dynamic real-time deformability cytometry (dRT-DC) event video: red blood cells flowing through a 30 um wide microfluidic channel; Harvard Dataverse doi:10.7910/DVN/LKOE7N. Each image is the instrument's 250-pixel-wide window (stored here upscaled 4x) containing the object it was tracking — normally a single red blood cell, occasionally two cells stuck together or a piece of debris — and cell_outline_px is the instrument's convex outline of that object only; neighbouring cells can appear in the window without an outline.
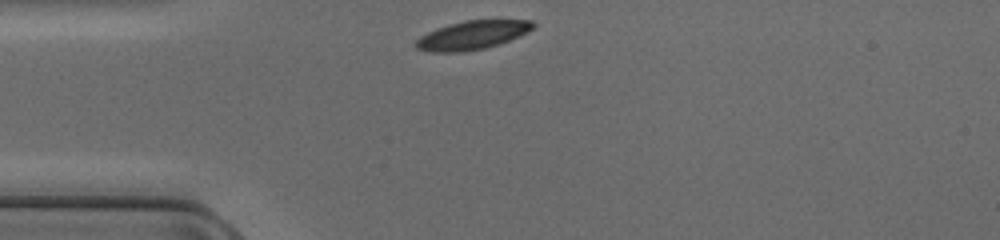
{"species": "common noctule bat (a hibernating species)", "species_latin": "Nyctalus noctula", "temperature_condition": "cold", "stored_images_in_passage": 28, "camera_frame_rate_fps": 3000, "um_per_image_px": 0.085, "animal": {"sex": "female", "body_mass_g": 17.0, "forearm_length_mm": 48.0}, "frame": {"image": 1, "passage_image": 1, "time_ms": 0.0, "image_size_px": [1000, 240], "cell_outline_px": [[536, 24], [528, 32], [508, 40], [484, 48], [464, 52], [428, 52], [416, 48], [412, 44], [420, 36], [436, 28], [448, 24], [464, 20], [532, 20]], "centroid_in_image_um": [40.08, 2.98], "position_along_channel_um": 44.9, "area_um2": 19.59}}
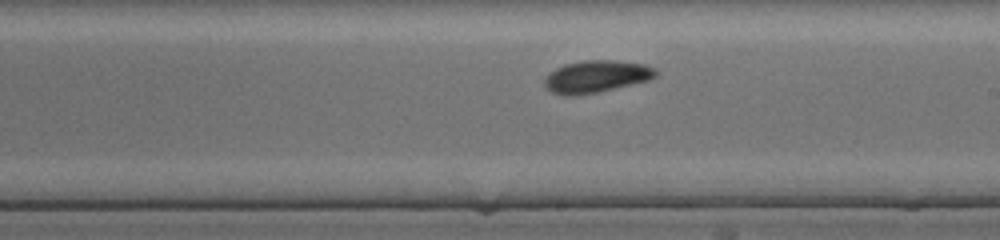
{"frame": {"image": 2, "passage_image": 16, "time_ms": 5.0, "image_size_px": [1000, 240], "cell_outline_px": [[656, 76], [648, 80], [596, 92], [572, 96], [564, 96], [552, 92], [544, 88], [544, 76], [556, 68], [564, 64], [584, 60], [616, 60], [644, 64], [656, 68]], "centroid_in_image_um": [50.63, 6.5], "position_along_channel_um": 238.4, "area_um2": 20.87}}
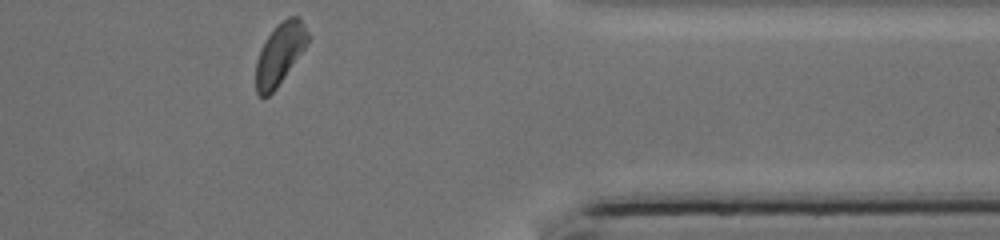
{"frame": {"image": 3, "passage_image": 28, "time_ms": 9.0, "image_size_px": [1000, 240], "cell_outline_px": [[312, 36], [308, 44], [276, 88], [268, 96], [260, 96], [256, 92], [256, 60], [268, 36], [276, 24], [280, 20], [288, 16], [300, 16]], "centroid_in_image_um": [23.84, 4.51], "position_along_channel_um": 387.6, "area_um2": 18.79}}